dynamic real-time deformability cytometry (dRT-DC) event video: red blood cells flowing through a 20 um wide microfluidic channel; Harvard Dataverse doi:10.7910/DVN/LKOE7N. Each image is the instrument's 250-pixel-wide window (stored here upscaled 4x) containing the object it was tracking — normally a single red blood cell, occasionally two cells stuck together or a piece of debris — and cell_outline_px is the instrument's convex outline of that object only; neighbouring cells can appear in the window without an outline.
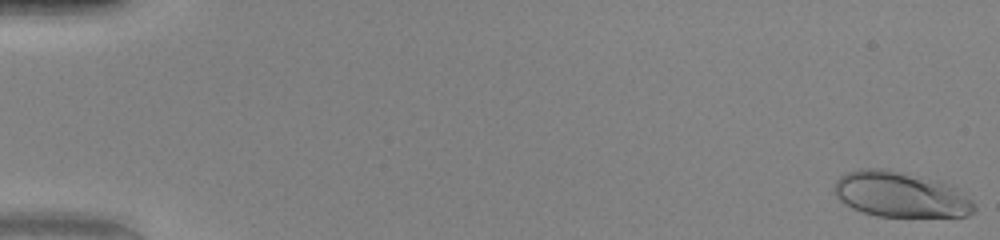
{"species": "human", "species_latin": "Homo sapiens", "temperature_condition": "warm", "stored_images_in_passage": 51, "camera_frame_rate_fps": 3000, "um_per_image_px": 0.085, "donor": {"sex": "female"}, "frame": {"image": 1, "passage_image": 1, "time_ms": 0.0, "image_size_px": [1000, 240], "cell_outline_px": [[976, 208], [968, 216], [876, 216], [852, 208], [844, 204], [836, 196], [836, 180], [840, 176], [848, 172], [860, 168], [888, 168], [940, 180], [972, 200], [976, 204]], "centroid_in_image_um": [76.53, 16.52], "position_along_channel_um": 8.5, "area_um2": 36.99}}
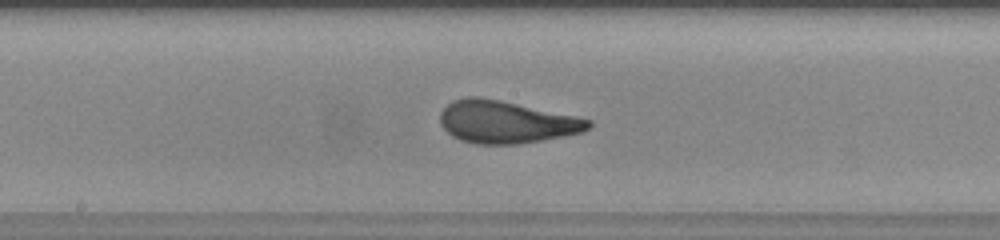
{"frame": {"image": 2, "passage_image": 28, "time_ms": 9.0, "image_size_px": [1000, 240], "cell_outline_px": [[592, 128], [584, 132], [540, 140], [516, 144], [476, 144], [460, 140], [452, 136], [440, 124], [440, 112], [452, 100], [468, 96], [476, 96], [500, 100], [576, 116], [592, 120]], "centroid_in_image_um": [43.02, 10.36], "position_along_channel_um": 205.2, "area_um2": 36.65}}
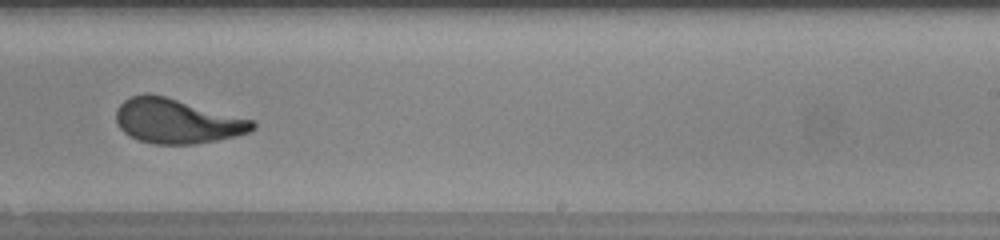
{"frame": {"image": 3, "passage_image": 33, "time_ms": 10.667, "image_size_px": [1000, 240], "cell_outline_px": [[256, 128], [248, 132], [236, 136], [196, 144], [152, 144], [140, 140], [124, 132], [120, 128], [116, 120], [116, 108], [124, 100], [132, 96], [148, 92], [164, 96], [252, 120], [256, 124]], "centroid_in_image_um": [15.01, 10.29], "position_along_channel_um": 274.0, "area_um2": 35.14}, "authors_computed_cell_mechanics": {"area_um2": 35.1424, "velocity_mm_per_s": 4.1477, "shape_relaxation_time_tau1_ms": 3.6292, "shape_relaxation_time_tau2_ms": null, "deformation_change_tau1": 0.2245, "deformation_change_tau2": null}}